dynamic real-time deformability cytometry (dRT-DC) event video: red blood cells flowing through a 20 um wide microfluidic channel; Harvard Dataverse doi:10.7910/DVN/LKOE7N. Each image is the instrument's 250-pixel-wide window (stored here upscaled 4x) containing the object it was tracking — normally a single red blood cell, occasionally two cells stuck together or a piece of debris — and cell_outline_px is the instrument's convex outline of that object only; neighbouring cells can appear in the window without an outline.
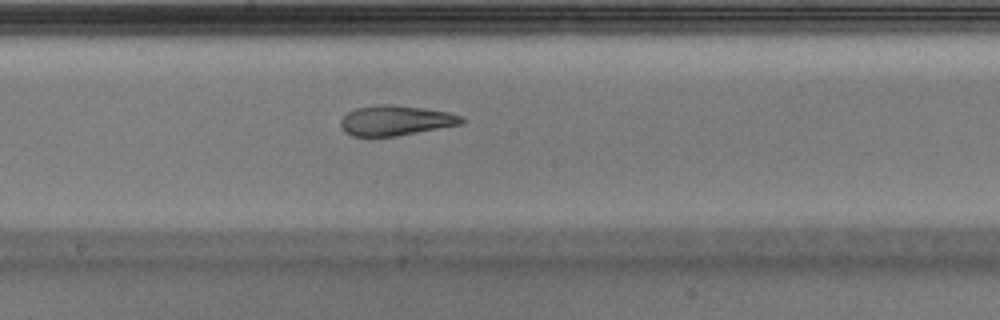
{"species": "Egyptian fruit bat (a non-hibernating species)", "species_latin": "Rousettus aegyptiacus", "temperature_condition": "warm", "stored_images_in_passage": 33, "camera_frame_rate_fps": 3000, "um_per_image_px": 0.085, "animal": {"sex": "male"}, "frame": {"image": 1, "passage_image": 15, "time_ms": 4.667, "image_size_px": [1000, 320], "cell_outline_px": [[468, 120], [464, 124], [396, 136], [352, 136], [344, 132], [340, 124], [340, 120], [348, 112], [356, 108], [376, 104], [392, 104], [424, 108], [448, 112], [464, 116]], "centroid_in_image_um": [33.68, 10.23], "position_along_channel_um": 214.5, "area_um2": 21.5}, "authors_computed_cell_mechanics": {"area_um2": 21.964, "velocity_mm_per_s": 3.981, "shape_relaxation_time_tau1_ms": 9.4562, "shape_relaxation_time_tau2_ms": 1.7558, "deformation_change_tau1": 0.3276, "deformation_change_tau2": 0.1169}}